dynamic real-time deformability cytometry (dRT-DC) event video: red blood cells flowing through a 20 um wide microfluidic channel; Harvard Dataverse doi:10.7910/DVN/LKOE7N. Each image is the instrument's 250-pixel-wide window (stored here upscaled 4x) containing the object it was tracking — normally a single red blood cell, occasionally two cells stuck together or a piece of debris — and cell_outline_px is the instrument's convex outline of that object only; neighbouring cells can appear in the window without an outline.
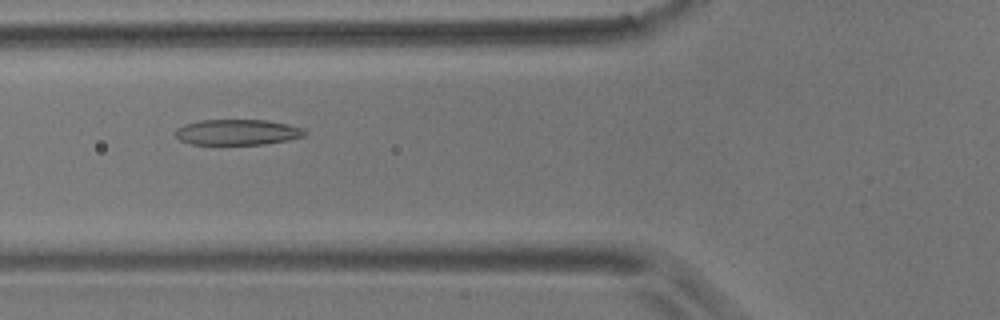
{"species": "common noctule bat (a hibernating species)", "species_latin": "Nyctalus noctula", "temperature_condition": "room temperature", "stored_images_in_passage": 56, "camera_frame_rate_fps": 3000, "um_per_image_px": 0.085, "animal": {"sex": "male", "body_mass_g": 17.9}, "frame": {"image": 1, "passage_image": 21, "time_ms": 6.667, "image_size_px": [1000, 320], "cell_outline_px": [[308, 132], [304, 136], [288, 140], [264, 144], [192, 144], [180, 140], [176, 136], [176, 128], [184, 124], [200, 120], [268, 120], [288, 124], [304, 128]], "centroid_in_image_um": [20.21, 11.23], "position_along_channel_um": 105.6, "area_um2": 19.36}}
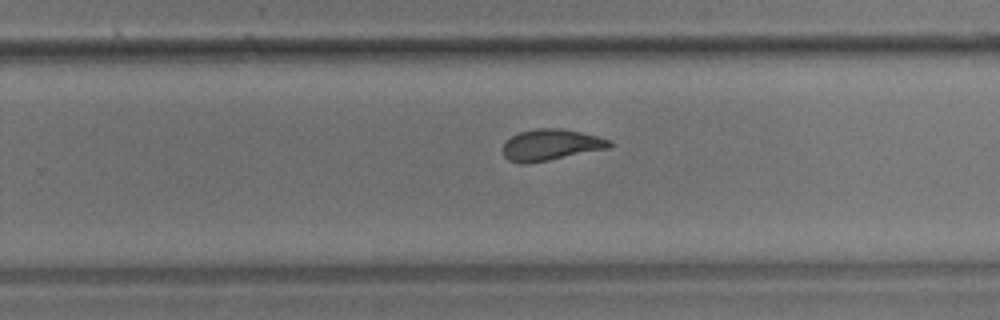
{"frame": {"image": 2, "passage_image": 36, "time_ms": 11.667, "image_size_px": [1000, 320], "cell_outline_px": [[612, 144], [608, 148], [528, 164], [520, 164], [508, 160], [504, 156], [504, 144], [512, 136], [520, 132], [536, 128], [560, 128], [580, 132], [612, 140]], "centroid_in_image_um": [46.81, 12.32], "position_along_channel_um": 283.0, "area_um2": 19.19}}
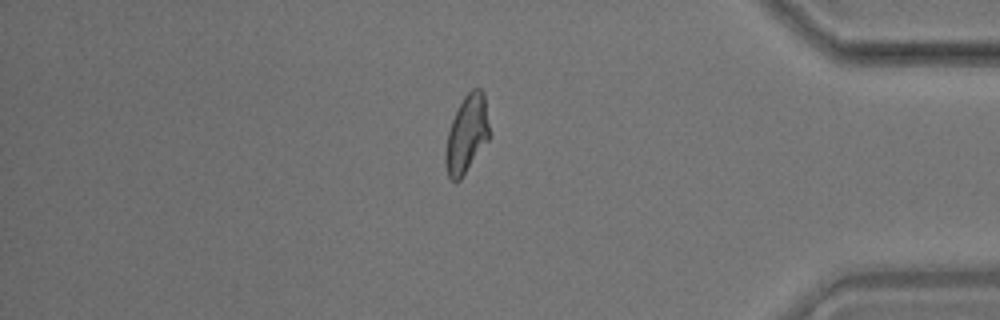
{"frame": {"image": 3, "passage_image": 48, "time_ms": 15.667, "image_size_px": [1000, 320], "cell_outline_px": [[488, 140], [460, 180], [456, 184], [448, 176], [444, 164], [444, 152], [448, 132], [452, 120], [464, 96], [472, 88], [480, 88], [484, 92], [488, 124]], "centroid_in_image_um": [39.64, 11.43], "position_along_channel_um": 395.6, "area_um2": 19.71}, "authors_computed_cell_mechanics": {"area_um2": 19.9988, "velocity_mm_per_s": 3.5529, "shape_relaxation_time_tau1_ms": 6.5727, "shape_relaxation_time_tau2_ms": 1.291, "deformation_change_tau1": 0.1897, "deformation_change_tau2": 0.0886}}